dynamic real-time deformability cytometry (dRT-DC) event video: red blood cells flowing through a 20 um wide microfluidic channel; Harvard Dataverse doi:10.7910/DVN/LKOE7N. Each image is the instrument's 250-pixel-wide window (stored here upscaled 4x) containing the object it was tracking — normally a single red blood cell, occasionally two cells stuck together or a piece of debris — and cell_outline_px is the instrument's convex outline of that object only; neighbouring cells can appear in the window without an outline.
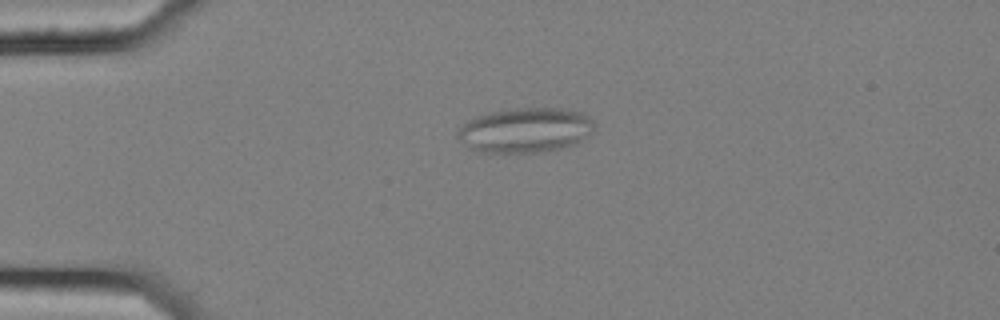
{"species": "common noctule bat (a hibernating species)", "species_latin": "Nyctalus noctula", "temperature_condition": "cold", "stored_images_in_passage": 7, "camera_frame_rate_fps": 3000, "um_per_image_px": 0.085, "animal": {"sex": "female", "body_mass_g": 25.1}, "frame": {"image": 1, "passage_image": 5, "time_ms": 1.333, "image_size_px": [1000, 320], "cell_outline_px": [[596, 128], [588, 136], [576, 144], [564, 148], [540, 152], [484, 152], [468, 148], [456, 136], [456, 132], [468, 120], [476, 116], [492, 112], [512, 108], [564, 108], [584, 112], [596, 124]], "centroid_in_image_um": [44.71, 11.06], "position_along_channel_um": 40.3, "area_um2": 36.07}}
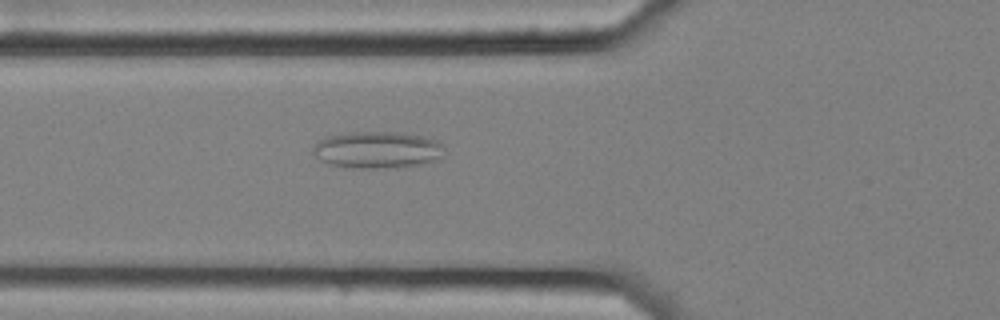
{"frame": {"image": 2, "passage_image": 7, "time_ms": 2.0, "image_size_px": [1000, 320], "cell_outline_px": [[444, 144], [440, 156], [436, 160], [420, 164], [396, 168], [348, 168], [328, 164], [320, 160], [312, 152], [312, 148], [316, 140], [328, 136], [348, 132], [396, 132], [420, 136], [436, 140]], "centroid_in_image_um": [32.0, 12.74], "position_along_channel_um": 93.8, "area_um2": 28.38}}